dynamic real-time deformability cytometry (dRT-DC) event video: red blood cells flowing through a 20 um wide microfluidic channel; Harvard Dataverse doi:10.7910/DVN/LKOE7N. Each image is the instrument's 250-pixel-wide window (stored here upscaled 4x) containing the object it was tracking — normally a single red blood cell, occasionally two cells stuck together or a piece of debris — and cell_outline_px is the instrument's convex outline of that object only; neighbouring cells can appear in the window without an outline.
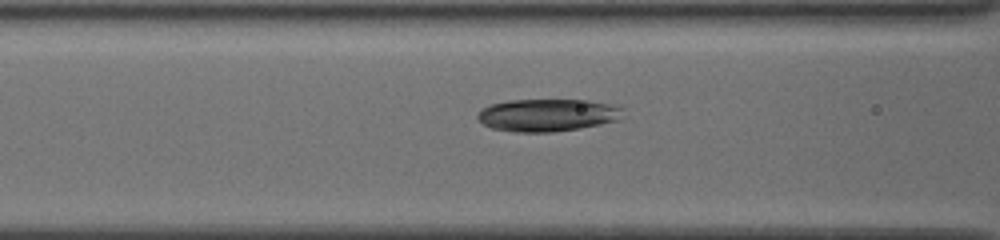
{"species": "common noctule bat (a hibernating species)", "species_latin": "Nyctalus noctula", "temperature_condition": "cold", "stored_images_in_passage": 24, "camera_frame_rate_fps": 3000, "um_per_image_px": 0.085, "animal": {"sex": "female", "body_mass_g": 19.5, "forearm_length_mm": 54.1}, "frame": {"image": 1, "passage_image": 9, "time_ms": 2.667, "image_size_px": [1000, 240], "cell_outline_px": [[624, 108], [616, 120], [580, 128], [552, 132], [516, 132], [492, 128], [484, 124], [476, 116], [488, 104], [508, 100], [588, 100], [608, 104]], "centroid_in_image_um": [46.48, 9.78], "position_along_channel_um": 120.1, "area_um2": 27.17}}
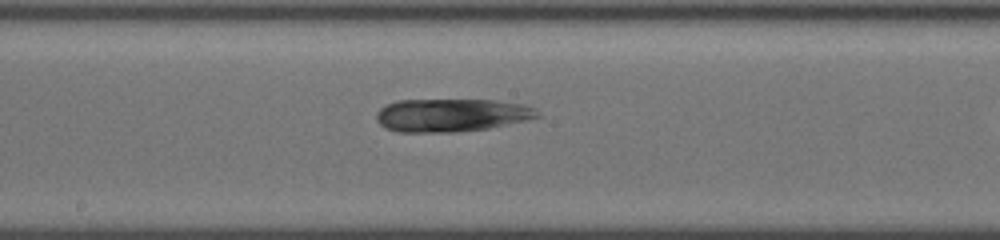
{"frame": {"image": 2, "passage_image": 16, "time_ms": 5.0, "image_size_px": [1000, 240], "cell_outline_px": [[540, 116], [524, 120], [488, 128], [456, 132], [396, 132], [384, 128], [376, 120], [376, 112], [380, 108], [396, 100], [496, 100], [520, 104], [532, 108]], "centroid_in_image_um": [38.27, 9.79], "position_along_channel_um": 209.9, "area_um2": 30.81}}
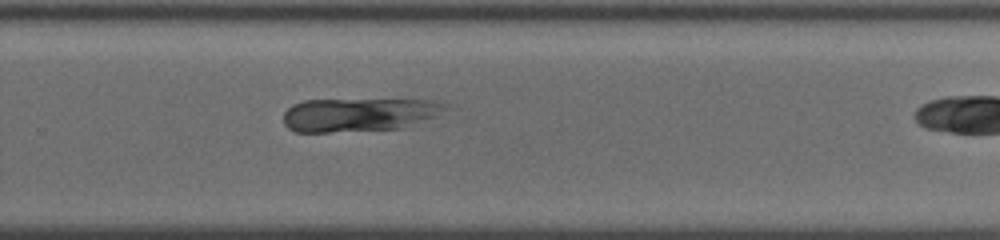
{"frame": {"image": 3, "passage_image": 23, "time_ms": 7.333, "image_size_px": [1000, 240], "cell_outline_px": [[456, 108], [436, 116], [404, 128], [328, 132], [296, 132], [288, 128], [284, 124], [284, 112], [292, 104], [304, 100], [432, 100], [452, 104]], "centroid_in_image_um": [30.61, 9.74], "position_along_channel_um": 299.2, "area_um2": 32.08}}